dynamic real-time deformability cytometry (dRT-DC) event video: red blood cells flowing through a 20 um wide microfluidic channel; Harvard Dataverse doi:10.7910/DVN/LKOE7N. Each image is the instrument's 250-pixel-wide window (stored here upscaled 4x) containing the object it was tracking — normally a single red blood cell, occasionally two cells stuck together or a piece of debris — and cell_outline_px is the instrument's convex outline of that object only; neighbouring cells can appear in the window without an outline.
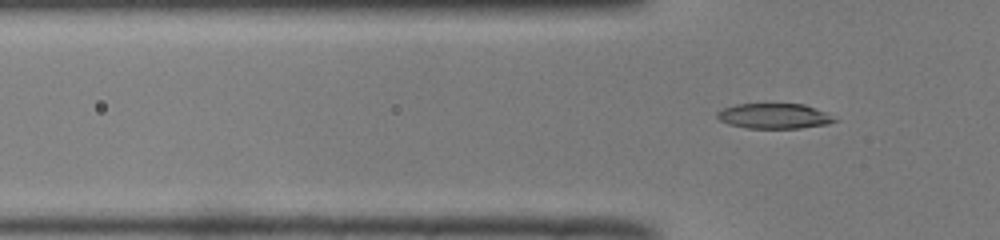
{"species": "common noctule bat (a hibernating species)", "species_latin": "Nyctalus noctula", "temperature_condition": "room temperature", "stored_images_in_passage": 5, "camera_frame_rate_fps": 3000, "um_per_image_px": 0.085, "animal": {"sex": "male", "body_mass_g": 19.0, "forearm_length_mm": 50.8}, "frame": {"image": 1, "passage_image": 5, "time_ms": 1.333, "image_size_px": [1000, 240], "cell_outline_px": [[840, 120], [828, 124], [800, 128], [748, 128], [728, 124], [720, 120], [716, 116], [716, 112], [724, 108], [736, 104], [804, 104], [824, 112]], "centroid_in_image_um": [65.8, 9.87], "position_along_channel_um": 60.0, "area_um2": 17.17}}